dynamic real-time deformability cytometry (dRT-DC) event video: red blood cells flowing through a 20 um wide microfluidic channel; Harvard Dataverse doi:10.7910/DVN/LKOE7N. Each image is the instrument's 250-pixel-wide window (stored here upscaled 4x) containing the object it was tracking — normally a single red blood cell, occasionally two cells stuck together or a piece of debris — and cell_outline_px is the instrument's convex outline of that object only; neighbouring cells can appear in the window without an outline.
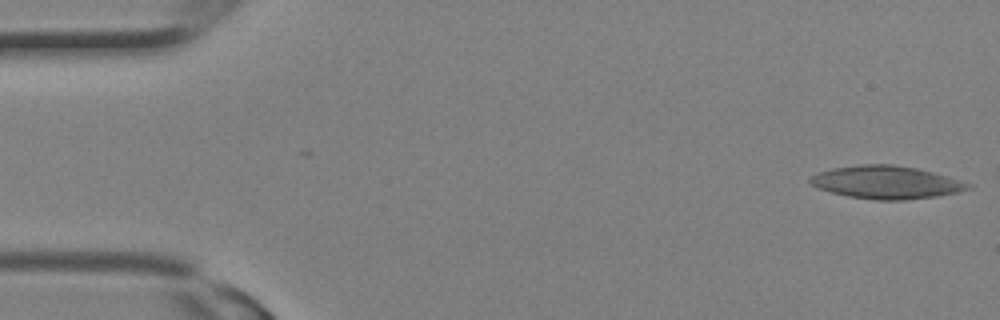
{"species": "Egyptian fruit bat (a non-hibernating species)", "species_latin": "Rousettus aegyptiacus", "temperature_condition": "room temperature", "stored_images_in_passage": 12, "camera_frame_rate_fps": 3000, "um_per_image_px": 0.085, "animal": {"sex": "female"}, "frame": {"image": 1, "passage_image": 1, "time_ms": 0.0, "image_size_px": [1000, 320], "cell_outline_px": [[972, 188], [956, 192], [936, 196], [904, 200], [876, 200], [848, 196], [816, 188], [808, 184], [808, 180], [816, 172], [832, 168], [860, 164], [892, 164], [916, 168], [948, 176], [972, 184]], "centroid_in_image_um": [75.29, 15.49], "position_along_channel_um": 9.7, "area_um2": 30.35}}
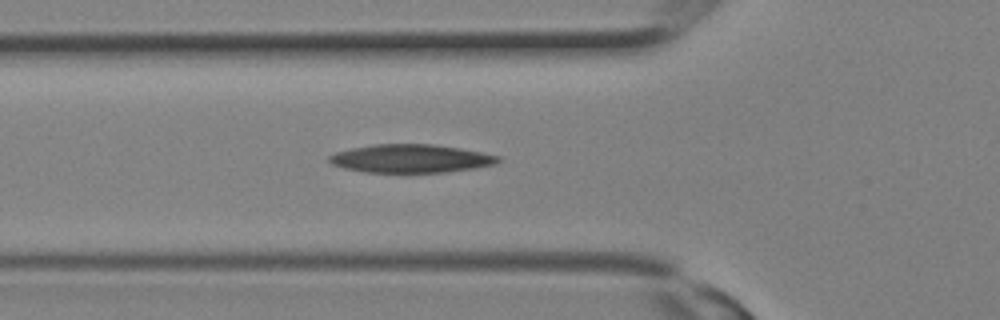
{"frame": {"image": 2, "passage_image": 10, "time_ms": 3.0, "image_size_px": [1000, 320], "cell_outline_px": [[500, 160], [496, 164], [472, 168], [444, 172], [364, 172], [344, 168], [332, 164], [328, 160], [328, 156], [336, 152], [352, 148], [372, 144], [432, 144], [460, 148], [500, 156]], "centroid_in_image_um": [34.89, 13.47], "position_along_channel_um": 90.9, "area_um2": 27.69}}
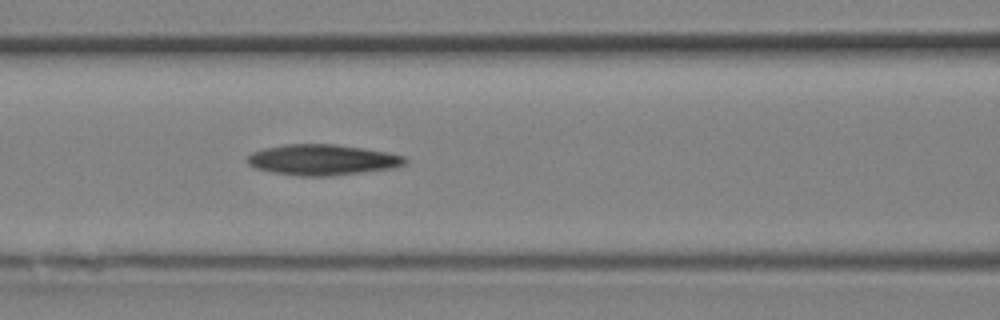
{"frame": {"image": 3, "passage_image": 12, "time_ms": 3.667, "image_size_px": [1000, 320], "cell_outline_px": [[408, 160], [404, 164], [396, 168], [332, 176], [300, 176], [272, 172], [256, 168], [248, 164], [248, 156], [252, 152], [264, 148], [284, 144], [336, 144], [364, 148], [388, 152], [404, 156]], "centroid_in_image_um": [27.43, 13.58], "position_along_channel_um": 139.2, "area_um2": 28.38}}